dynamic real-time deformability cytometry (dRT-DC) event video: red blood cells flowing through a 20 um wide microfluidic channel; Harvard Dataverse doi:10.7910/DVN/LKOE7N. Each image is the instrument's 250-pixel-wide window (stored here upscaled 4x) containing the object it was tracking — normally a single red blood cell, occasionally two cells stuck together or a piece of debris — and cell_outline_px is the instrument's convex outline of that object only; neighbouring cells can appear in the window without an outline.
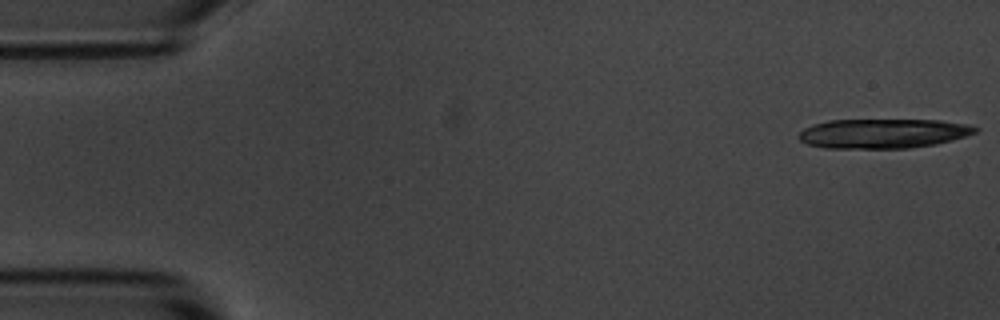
{"species": "common noctule bat (a hibernating species)", "species_latin": "Nyctalus noctula", "temperature_condition": "room temperature", "stored_images_in_passage": 4, "camera_frame_rate_fps": 3000, "um_per_image_px": 0.085, "animal": {"sex": "male", "body_mass_g": 20.1, "forearm_length_mm": 53.5}, "frame": {"image": 1, "passage_image": 1, "time_ms": 0.0, "image_size_px": [1000, 320], "cell_outline_px": [[980, 128], [976, 132], [952, 140], [936, 144], [908, 148], [824, 148], [808, 144], [800, 140], [796, 136], [804, 128], [812, 124], [828, 120], [940, 120], [968, 124]], "centroid_in_image_um": [75.04, 11.34], "position_along_channel_um": 10.0, "area_um2": 30.46}}